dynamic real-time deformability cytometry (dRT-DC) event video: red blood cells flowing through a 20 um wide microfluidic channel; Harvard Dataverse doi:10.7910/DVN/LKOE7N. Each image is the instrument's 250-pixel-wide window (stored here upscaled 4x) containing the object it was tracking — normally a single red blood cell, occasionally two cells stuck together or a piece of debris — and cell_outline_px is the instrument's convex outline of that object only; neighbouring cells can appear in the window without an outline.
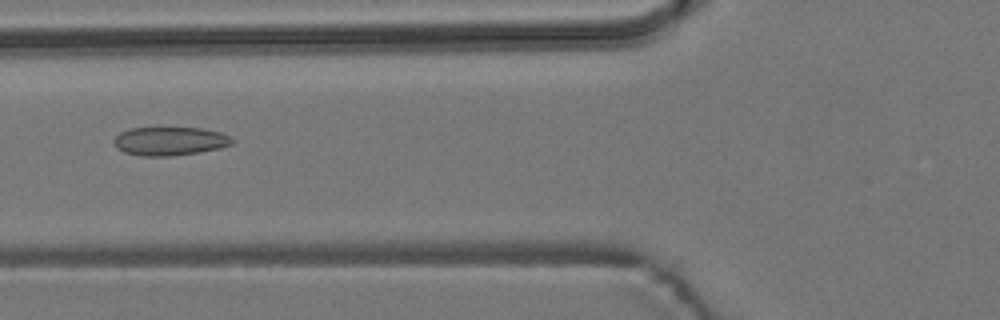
{"species": "common noctule bat (a hibernating species)", "species_latin": "Nyctalus noctula", "temperature_condition": "room temperature", "stored_images_in_passage": 55, "camera_frame_rate_fps": 3000, "um_per_image_px": 0.085, "animal": {"sex": "male", "body_mass_g": 19.2, "forearm_length_mm": 51.8}, "frame": {"image": 1, "passage_image": 21, "time_ms": 6.667, "image_size_px": [1000, 320], "cell_outline_px": [[236, 140], [232, 144], [220, 148], [200, 152], [172, 156], [144, 156], [124, 152], [116, 148], [112, 144], [112, 140], [120, 132], [132, 128], [200, 128], [220, 132]], "centroid_in_image_um": [14.42, 12.0], "position_along_channel_um": 111.4, "area_um2": 19.77}}
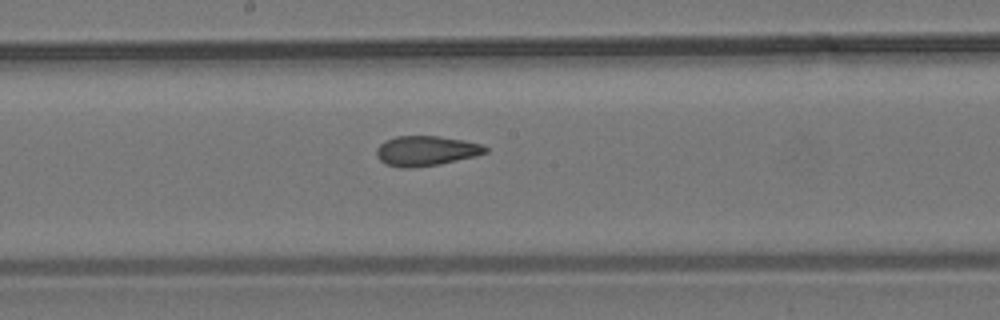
{"frame": {"image": 2, "passage_image": 29, "time_ms": 9.333, "image_size_px": [1000, 320], "cell_outline_px": [[488, 152], [476, 156], [440, 164], [408, 168], [400, 168], [384, 164], [376, 156], [376, 148], [384, 140], [396, 136], [440, 136], [464, 140], [484, 144], [488, 148]], "centroid_in_image_um": [36.21, 12.82], "position_along_channel_um": 212.0, "area_um2": 19.31}}
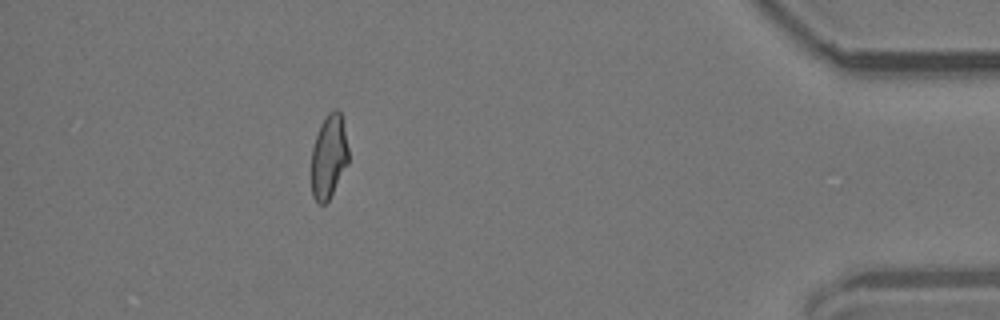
{"frame": {"image": 3, "passage_image": 49, "time_ms": 16.0, "image_size_px": [1000, 320], "cell_outline_px": [[348, 164], [328, 200], [324, 204], [320, 204], [312, 196], [312, 148], [320, 124], [328, 112], [332, 108], [336, 108], [340, 112], [348, 148]], "centroid_in_image_um": [27.94, 13.28], "position_along_channel_um": 407.3, "area_um2": 17.92}, "authors_computed_cell_mechanics": {"area_um2": 19.363, "velocity_mm_per_s": 3.7595, "shape_relaxation_time_tau1_ms": null, "shape_relaxation_time_tau2_ms": 2.215, "deformation_change_tau1": null, "deformation_change_tau2": 0.1028}}